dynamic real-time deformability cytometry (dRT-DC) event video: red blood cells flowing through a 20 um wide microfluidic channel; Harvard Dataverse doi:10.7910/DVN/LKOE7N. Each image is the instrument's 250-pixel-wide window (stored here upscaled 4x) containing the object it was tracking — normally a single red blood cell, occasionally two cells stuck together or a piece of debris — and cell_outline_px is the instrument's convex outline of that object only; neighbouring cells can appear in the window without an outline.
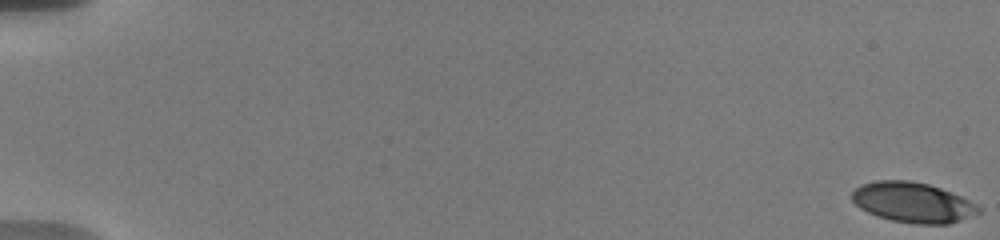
{"species": "human", "species_latin": "Homo sapiens", "temperature_condition": "warm", "stored_images_in_passage": 57, "camera_frame_rate_fps": 3000, "um_per_image_px": 0.085, "donor": {"sex": "male"}, "frame": {"image": 1, "passage_image": 1, "time_ms": 0.0, "image_size_px": [1000, 240], "cell_outline_px": [[980, 212], [960, 220], [948, 224], [916, 224], [892, 220], [876, 216], [860, 208], [852, 200], [852, 192], [860, 184], [876, 180], [908, 180], [928, 184], [952, 192], [976, 204], [980, 208]], "centroid_in_image_um": [77.56, 17.2], "position_along_channel_um": 7.4, "area_um2": 29.54}}
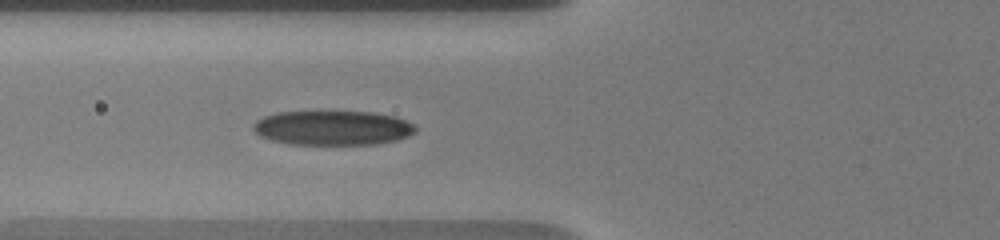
{"frame": {"image": 2, "passage_image": 24, "time_ms": 7.667, "image_size_px": [1000, 240], "cell_outline_px": [[416, 132], [408, 136], [396, 140], [376, 144], [288, 144], [272, 140], [260, 136], [252, 128], [252, 124], [256, 120], [264, 116], [276, 112], [372, 112], [396, 116], [416, 124]], "centroid_in_image_um": [28.29, 10.87], "position_along_channel_um": 97.5, "area_um2": 32.77}}
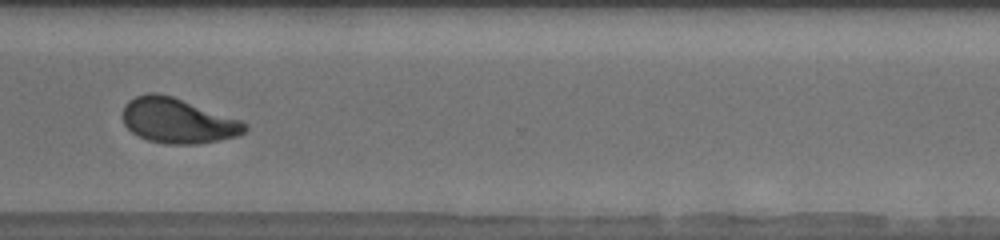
{"frame": {"image": 3, "passage_image": 45, "time_ms": 14.667, "image_size_px": [1000, 240], "cell_outline_px": [[248, 128], [244, 132], [236, 136], [196, 144], [168, 144], [148, 140], [132, 132], [124, 124], [124, 104], [128, 100], [136, 96], [148, 92], [156, 92], [172, 96], [240, 120], [248, 124]], "centroid_in_image_um": [15.09, 10.25], "position_along_channel_um": 355.5, "area_um2": 31.67}, "authors_computed_cell_mechanics": {"area_um2": 31.4432, "velocity_mm_per_s": 3.6837, "shape_relaxation_time_tau1_ms": 4.4576, "shape_relaxation_time_tau2_ms": 1.434, "deformation_change_tau1": 0.1893, "deformation_change_tau2": 0.0754}}